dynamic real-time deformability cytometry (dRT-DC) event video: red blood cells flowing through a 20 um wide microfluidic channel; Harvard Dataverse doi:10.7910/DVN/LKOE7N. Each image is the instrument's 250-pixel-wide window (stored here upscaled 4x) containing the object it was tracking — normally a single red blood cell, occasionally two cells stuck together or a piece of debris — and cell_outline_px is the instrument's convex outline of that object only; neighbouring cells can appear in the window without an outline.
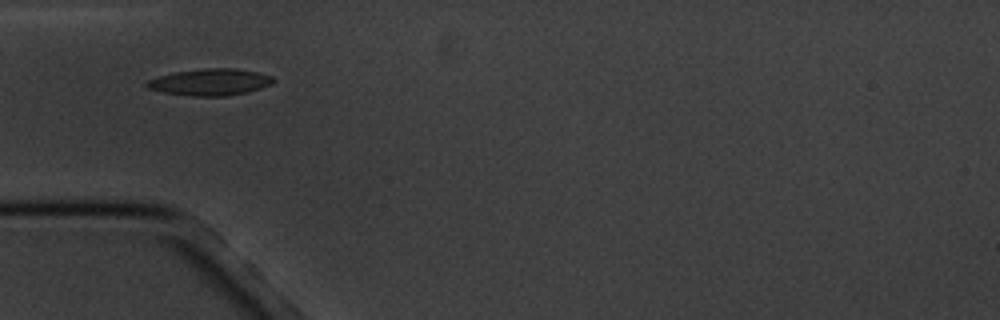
{"species": "common noctule bat (a hibernating species)", "species_latin": "Nyctalus noctula", "temperature_condition": "cold", "stored_images_in_passage": 8, "camera_frame_rate_fps": 3000, "um_per_image_px": 0.085, "animal": {"sex": "male", "body_mass_g": 20.1, "forearm_length_mm": 53.5}, "frame": {"image": 1, "passage_image": 1, "time_ms": 0.0, "image_size_px": [1000, 320], "cell_outline_px": [[276, 80], [272, 84], [248, 92], [224, 96], [192, 96], [164, 92], [148, 88], [144, 84], [144, 80], [156, 76], [176, 72], [204, 68], [232, 68], [256, 72], [272, 76]], "centroid_in_image_um": [17.83, 6.97], "position_along_channel_um": 67.2, "area_um2": 19.71}}
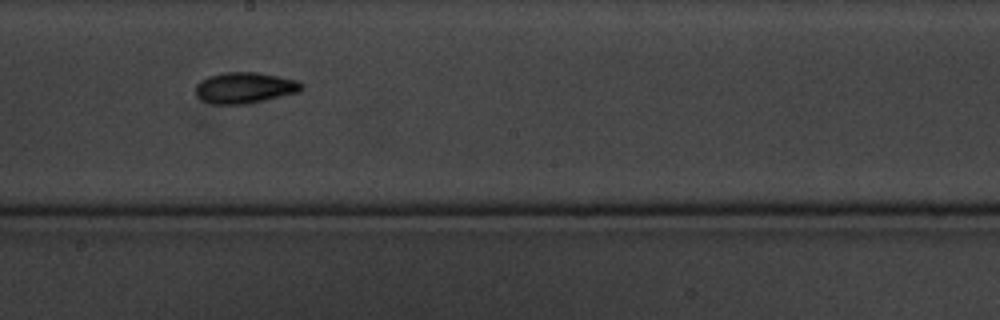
{"frame": {"image": 2, "passage_image": 5, "time_ms": 4.667, "image_size_px": [1000, 320], "cell_outline_px": [[304, 88], [300, 92], [244, 104], [216, 104], [204, 100], [196, 96], [196, 84], [200, 80], [208, 76], [224, 72], [256, 72], [296, 80], [304, 84]], "centroid_in_image_um": [20.81, 7.45], "position_along_channel_um": 227.4, "area_um2": 19.02}}
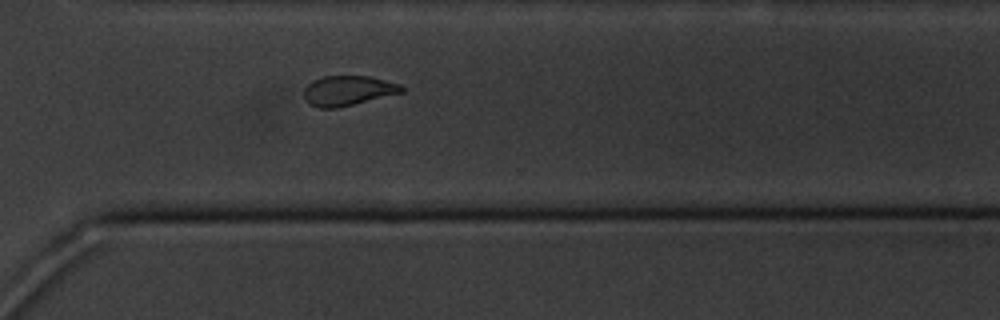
{"frame": {"image": 3, "passage_image": 8, "time_ms": 8.0, "image_size_px": [1000, 320], "cell_outline_px": [[404, 92], [336, 108], [320, 108], [308, 104], [304, 100], [304, 88], [312, 80], [324, 76], [368, 76], [400, 84], [404, 88]], "centroid_in_image_um": [29.54, 7.7], "position_along_channel_um": 341.1, "area_um2": 16.99}}